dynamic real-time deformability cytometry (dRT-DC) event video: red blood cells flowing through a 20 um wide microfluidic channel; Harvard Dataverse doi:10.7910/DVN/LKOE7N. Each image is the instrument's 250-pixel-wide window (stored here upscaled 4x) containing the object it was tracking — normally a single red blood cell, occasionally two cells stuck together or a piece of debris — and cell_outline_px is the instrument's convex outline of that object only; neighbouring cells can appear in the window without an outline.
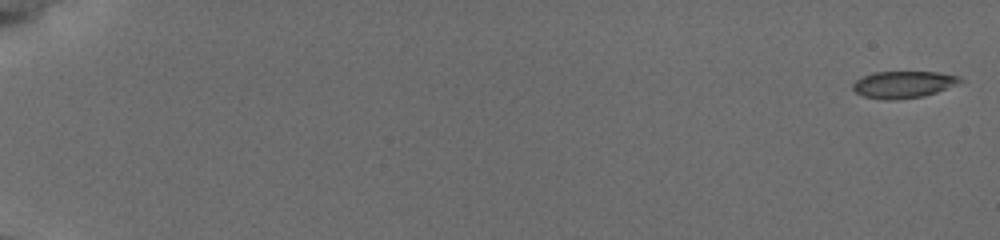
{"species": "common noctule bat (a hibernating species)", "species_latin": "Nyctalus noctula", "temperature_condition": "cold", "stored_images_in_passage": 13, "camera_frame_rate_fps": 3000, "um_per_image_px": 0.085, "animal": {"sex": "female", "body_mass_g": 19.5, "forearm_length_mm": 54.1}, "frame": {"image": 1, "passage_image": 1, "time_ms": 0.0, "image_size_px": [1000, 240], "cell_outline_px": [[964, 80], [936, 92], [924, 96], [896, 100], [884, 100], [864, 96], [856, 92], [852, 88], [852, 84], [856, 80], [864, 76], [876, 72], [936, 72], [960, 76]], "centroid_in_image_um": [76.77, 7.18], "position_along_channel_um": 8.2, "area_um2": 16.65}}
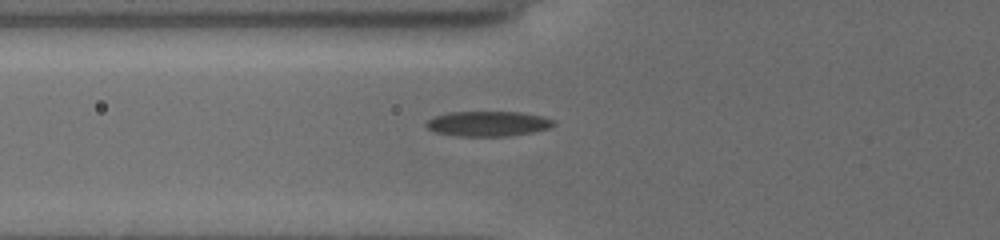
{"frame": {"image": 2, "passage_image": 11, "time_ms": 7.333, "image_size_px": [1000, 240], "cell_outline_px": [[556, 124], [548, 128], [532, 132], [508, 136], [460, 136], [436, 132], [428, 128], [424, 124], [428, 120], [436, 116], [452, 112], [520, 112], [544, 116], [556, 120]], "centroid_in_image_um": [41.53, 10.51], "position_along_channel_um": 84.3, "area_um2": 18.55}}
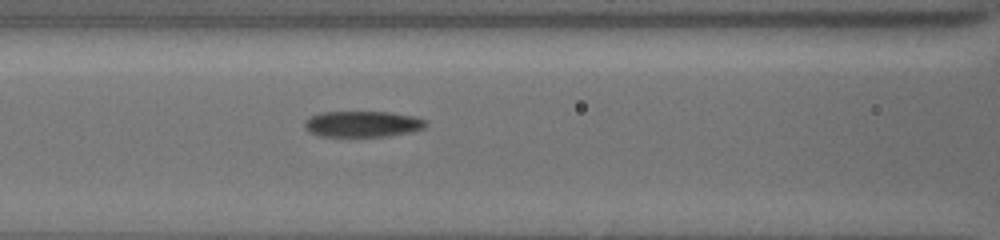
{"frame": {"image": 3, "passage_image": 13, "time_ms": 8.667, "image_size_px": [1000, 240], "cell_outline_px": [[428, 124], [424, 128], [408, 132], [388, 136], [320, 136], [308, 132], [304, 124], [312, 116], [320, 112], [392, 112], [412, 116], [428, 120]], "centroid_in_image_um": [30.85, 10.54], "position_along_channel_um": 135.8, "area_um2": 18.26}}